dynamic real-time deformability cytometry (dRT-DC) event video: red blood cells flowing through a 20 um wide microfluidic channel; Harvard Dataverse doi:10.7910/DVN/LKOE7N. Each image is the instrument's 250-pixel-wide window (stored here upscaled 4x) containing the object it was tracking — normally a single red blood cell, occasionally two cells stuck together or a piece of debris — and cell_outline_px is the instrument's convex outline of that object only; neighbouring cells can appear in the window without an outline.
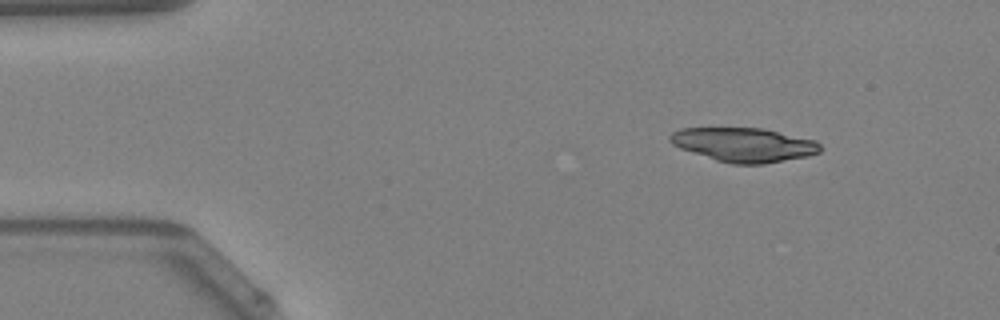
{"species": "Egyptian fruit bat (a non-hibernating species)", "species_latin": "Rousettus aegyptiacus", "temperature_condition": "warm", "stored_images_in_passage": 23, "camera_frame_rate_fps": 3000, "um_per_image_px": 0.085, "animal": {"sex": "female"}, "frame": {"image": 1, "passage_image": 1, "time_ms": 0.0, "image_size_px": [1000, 320], "cell_outline_px": [[820, 152], [808, 156], [764, 164], [732, 164], [716, 160], [680, 148], [672, 144], [668, 140], [668, 136], [672, 132], [680, 128], [764, 128], [816, 140], [820, 144]], "centroid_in_image_um": [63.23, 12.3], "position_along_channel_um": 21.8, "area_um2": 29.94}}
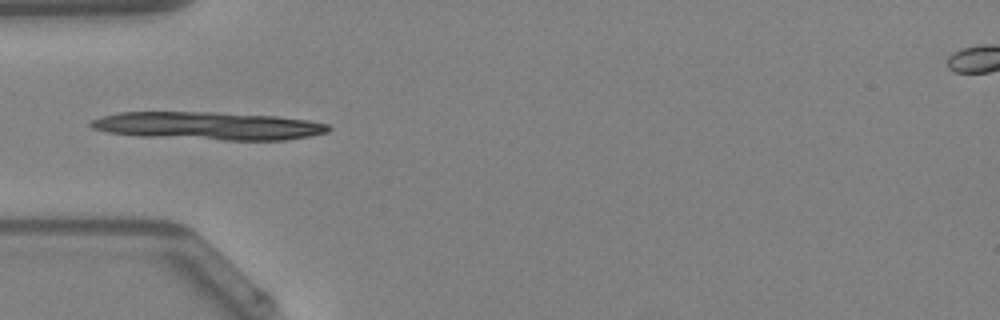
{"frame": {"image": 2, "passage_image": 10, "time_ms": 3.0, "image_size_px": [1000, 320], "cell_outline_px": [[332, 128], [328, 132], [308, 136], [284, 140], [224, 140], [140, 136], [108, 132], [92, 128], [88, 124], [92, 120], [100, 116], [120, 112], [216, 112], [276, 116], [308, 120], [328, 124]], "centroid_in_image_um": [17.7, 10.69], "position_along_channel_um": 67.3, "area_um2": 38.67}}
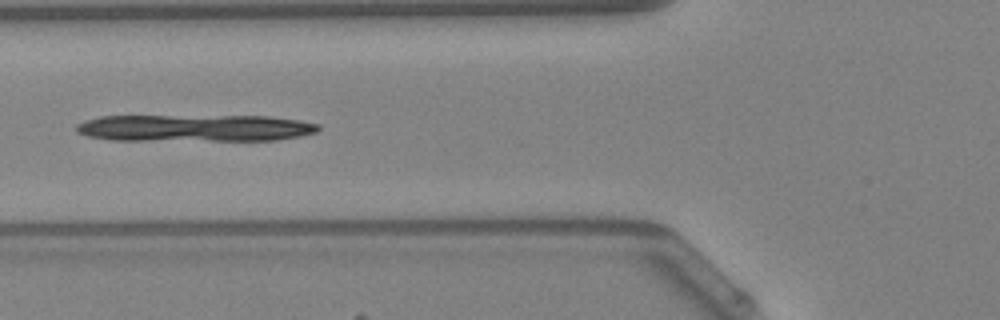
{"frame": {"image": 3, "passage_image": 13, "time_ms": 4.0, "image_size_px": [1000, 320], "cell_outline_px": [[320, 128], [316, 132], [300, 136], [276, 140], [108, 140], [88, 136], [76, 132], [76, 124], [84, 120], [100, 116], [268, 116], [300, 120], [320, 124]], "centroid_in_image_um": [16.55, 10.88], "position_along_channel_um": 109.3, "area_um2": 38.26}}